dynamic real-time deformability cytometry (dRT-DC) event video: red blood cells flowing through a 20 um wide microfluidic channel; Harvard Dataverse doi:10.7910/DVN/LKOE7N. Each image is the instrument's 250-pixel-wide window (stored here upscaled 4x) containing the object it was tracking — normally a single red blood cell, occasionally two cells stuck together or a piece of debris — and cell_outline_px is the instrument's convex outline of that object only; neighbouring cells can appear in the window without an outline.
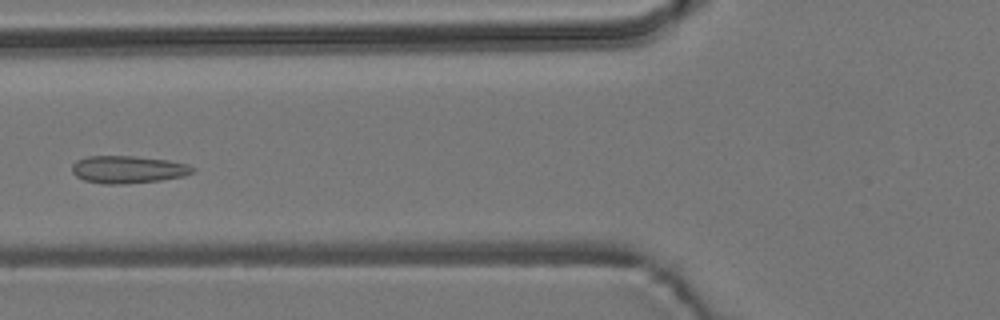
{"species": "common noctule bat (a hibernating species)", "species_latin": "Nyctalus noctula", "temperature_condition": "room temperature", "stored_images_in_passage": 6, "camera_frame_rate_fps": 3000, "um_per_image_px": 0.085, "animal": {"sex": "male", "body_mass_g": 19.2, "forearm_length_mm": 51.8}, "frame": {"image": 1, "passage_image": 6, "time_ms": 6.333, "image_size_px": [1000, 320], "cell_outline_px": [[196, 168], [192, 172], [184, 176], [160, 180], [124, 184], [104, 184], [84, 180], [76, 176], [72, 172], [72, 164], [76, 160], [88, 156], [136, 156], [168, 160], [188, 164]], "centroid_in_image_um": [10.87, 14.4], "position_along_channel_um": 114.9, "area_um2": 19.36}}